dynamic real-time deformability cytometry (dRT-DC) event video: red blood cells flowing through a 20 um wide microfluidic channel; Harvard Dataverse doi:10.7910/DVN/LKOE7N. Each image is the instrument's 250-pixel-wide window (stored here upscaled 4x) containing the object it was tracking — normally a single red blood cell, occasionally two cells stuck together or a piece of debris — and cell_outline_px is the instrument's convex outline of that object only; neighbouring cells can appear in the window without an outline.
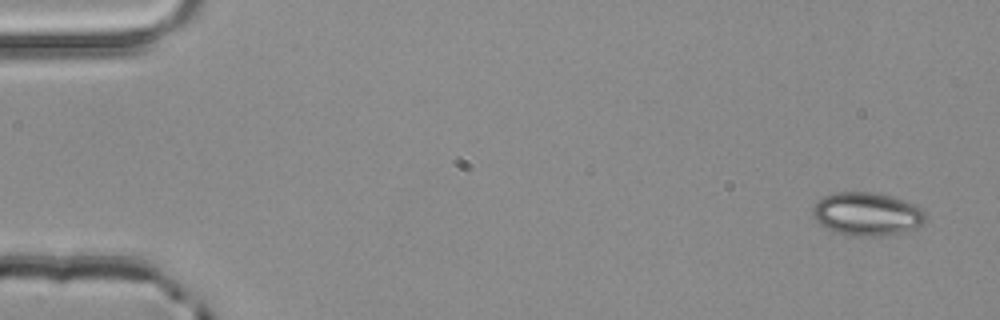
{"species": "common noctule bat (a hibernating species)", "species_latin": "Nyctalus noctula", "temperature_condition": "room temperature", "stored_images_in_passage": 4, "camera_frame_rate_fps": 3000, "um_per_image_px": 0.085, "animal": {"sex": "male", "body_mass_g": 20.4}, "frame": {"image": 1, "passage_image": 1, "time_ms": 0.0, "image_size_px": [1000, 320], "cell_outline_px": [[924, 224], [916, 228], [904, 232], [880, 236], [852, 236], [828, 228], [820, 224], [816, 220], [812, 212], [812, 208], [824, 196], [836, 192], [872, 192], [892, 196], [912, 204], [920, 208], [924, 212]], "centroid_in_image_um": [73.7, 18.19], "position_along_channel_um": 11.3, "area_um2": 28.09}}
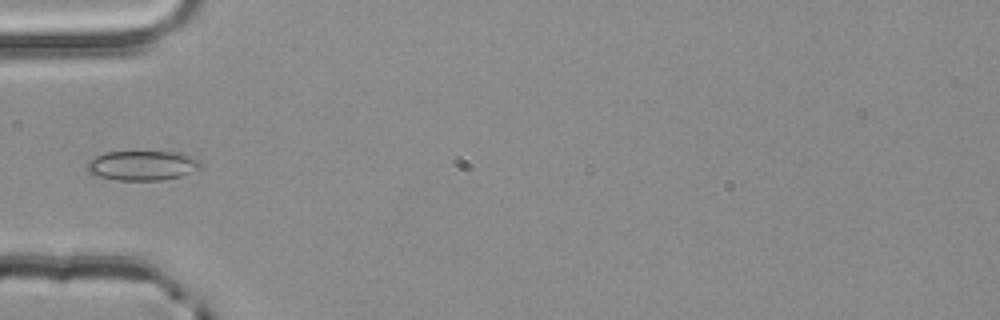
{"frame": {"image": 2, "passage_image": 4, "time_ms": 1.0, "image_size_px": [1000, 320], "cell_outline_px": [[200, 168], [180, 176], [160, 180], [116, 180], [96, 176], [88, 172], [88, 160], [96, 156], [108, 152], [180, 152], [192, 156], [200, 164]], "centroid_in_image_um": [12.07, 14.07], "position_along_channel_um": 72.9, "area_um2": 19.42}}